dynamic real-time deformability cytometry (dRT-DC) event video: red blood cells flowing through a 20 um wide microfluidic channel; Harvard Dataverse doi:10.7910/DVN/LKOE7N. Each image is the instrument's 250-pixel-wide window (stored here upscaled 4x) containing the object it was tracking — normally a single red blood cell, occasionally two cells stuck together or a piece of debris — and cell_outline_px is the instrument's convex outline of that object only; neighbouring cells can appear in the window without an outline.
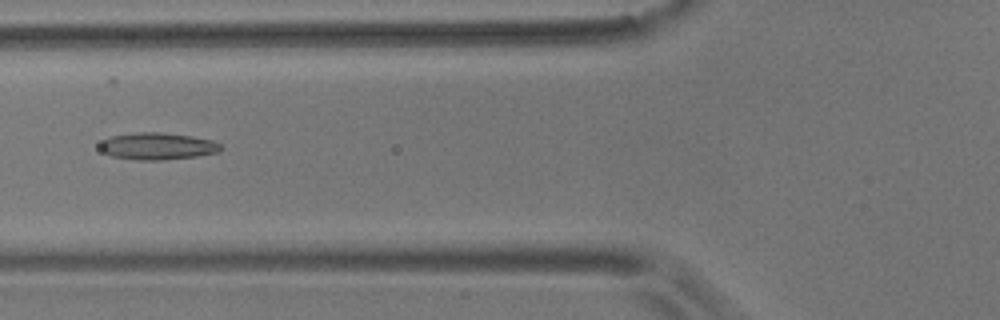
{"species": "common noctule bat (a hibernating species)", "species_latin": "Nyctalus noctula", "temperature_condition": "room temperature", "stored_images_in_passage": 10, "camera_frame_rate_fps": 3000, "um_per_image_px": 0.085, "animal": {"sex": "male", "body_mass_g": 17.9}, "frame": {"image": 1, "passage_image": 5, "time_ms": 5.333, "image_size_px": [1000, 320], "cell_outline_px": [[224, 148], [216, 152], [196, 156], [160, 160], [140, 160], [112, 156], [104, 152], [100, 148], [100, 144], [104, 140], [112, 136], [140, 132], [160, 132], [192, 136], [212, 140], [220, 144]], "centroid_in_image_um": [13.41, 12.42], "position_along_channel_um": 112.4, "area_um2": 18.73}}
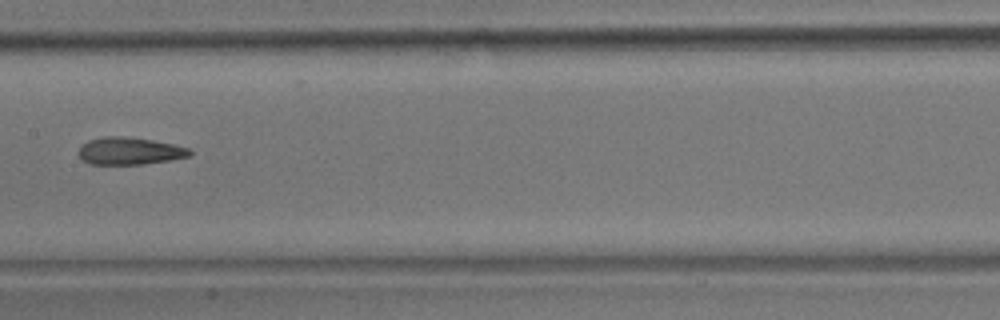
{"frame": {"image": 2, "passage_image": 7, "time_ms": 7.667, "image_size_px": [1000, 320], "cell_outline_px": [[192, 152], [188, 156], [168, 160], [140, 164], [88, 164], [80, 156], [80, 148], [88, 140], [104, 136], [120, 136], [152, 140], [172, 144], [188, 148]], "centroid_in_image_um": [10.99, 12.83], "position_along_channel_um": 196.4, "area_um2": 17.28}}
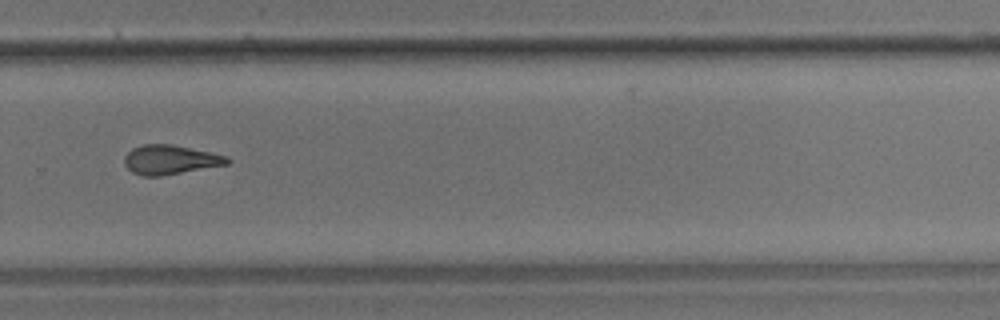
{"frame": {"image": 3, "passage_image": 10, "time_ms": 11.0, "image_size_px": [1000, 320], "cell_outline_px": [[232, 160], [228, 164], [160, 176], [140, 176], [132, 172], [124, 164], [124, 156], [132, 148], [144, 144], [168, 144], [228, 156]], "centroid_in_image_um": [14.44, 13.58], "position_along_channel_um": 315.4, "area_um2": 17.4}}